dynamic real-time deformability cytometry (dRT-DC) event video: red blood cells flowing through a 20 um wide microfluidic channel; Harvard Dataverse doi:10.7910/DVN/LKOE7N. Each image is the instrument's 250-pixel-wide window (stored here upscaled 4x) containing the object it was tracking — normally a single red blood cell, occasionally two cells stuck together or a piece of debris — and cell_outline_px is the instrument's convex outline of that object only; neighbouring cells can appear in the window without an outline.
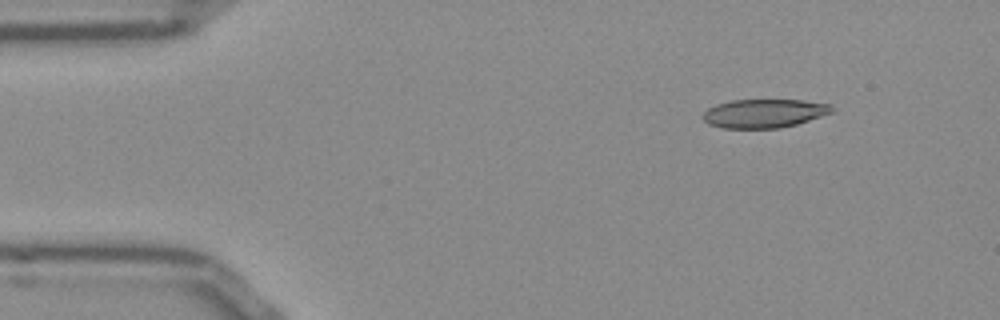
{"species": "Egyptian fruit bat (a non-hibernating species)", "species_latin": "Rousettus aegyptiacus", "temperature_condition": "room temperature", "stored_images_in_passage": 47, "camera_frame_rate_fps": 3000, "um_per_image_px": 0.085, "frame": {"image": 1, "passage_image": 1, "time_ms": 0.0, "image_size_px": [1000, 320], "cell_outline_px": [[832, 112], [796, 124], [780, 128], [720, 128], [708, 124], [700, 116], [708, 108], [716, 104], [732, 100], [804, 100], [832, 104]], "centroid_in_image_um": [64.91, 9.63], "position_along_channel_um": 20.1, "area_um2": 21.56}}
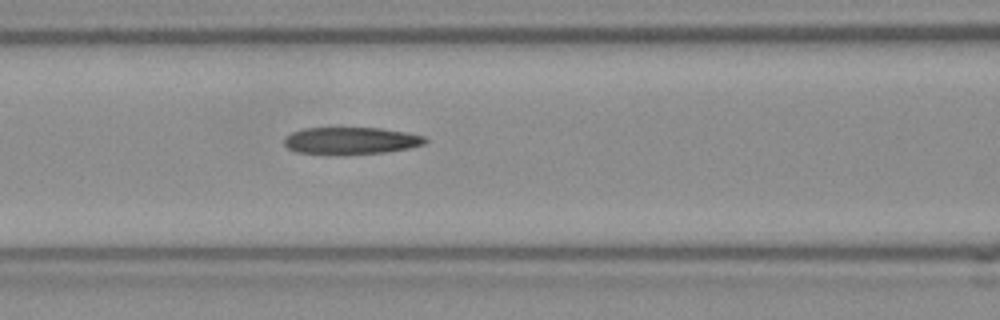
{"frame": {"image": 2, "passage_image": 16, "time_ms": 5.0, "image_size_px": [1000, 320], "cell_outline_px": [[428, 140], [424, 144], [408, 148], [384, 152], [340, 156], [296, 152], [288, 148], [284, 144], [284, 136], [292, 132], [304, 128], [380, 128], [404, 132], [424, 136]], "centroid_in_image_um": [29.77, 11.98], "position_along_channel_um": 136.8, "area_um2": 22.6}}
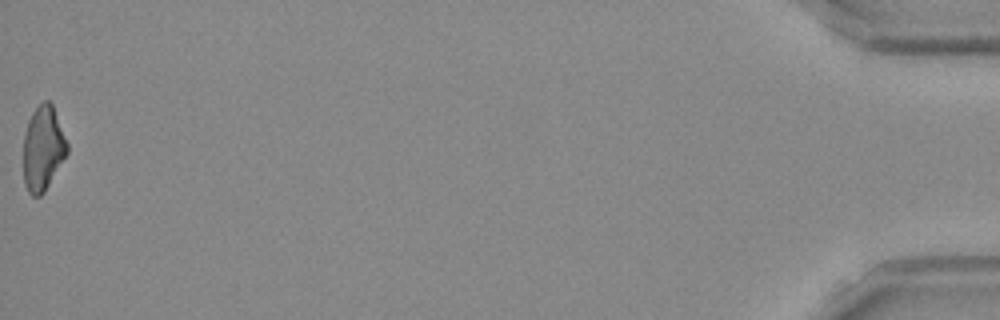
{"frame": {"image": 3, "passage_image": 47, "time_ms": 15.333, "image_size_px": [1000, 320], "cell_outline_px": [[68, 152], [44, 192], [40, 196], [32, 196], [28, 192], [24, 184], [24, 132], [28, 120], [32, 112], [44, 100], [48, 100], [52, 104], [68, 144]], "centroid_in_image_um": [3.64, 12.61], "position_along_channel_um": 431.6, "area_um2": 21.44}, "authors_computed_cell_mechanics": {"area_um2": 22.7732, "velocity_mm_per_s": 3.8765, "shape_relaxation_time_tau1_ms": null, "shape_relaxation_time_tau2_ms": 7.7219, "deformation_change_tau1": null, "deformation_change_tau2": 0.2148}}